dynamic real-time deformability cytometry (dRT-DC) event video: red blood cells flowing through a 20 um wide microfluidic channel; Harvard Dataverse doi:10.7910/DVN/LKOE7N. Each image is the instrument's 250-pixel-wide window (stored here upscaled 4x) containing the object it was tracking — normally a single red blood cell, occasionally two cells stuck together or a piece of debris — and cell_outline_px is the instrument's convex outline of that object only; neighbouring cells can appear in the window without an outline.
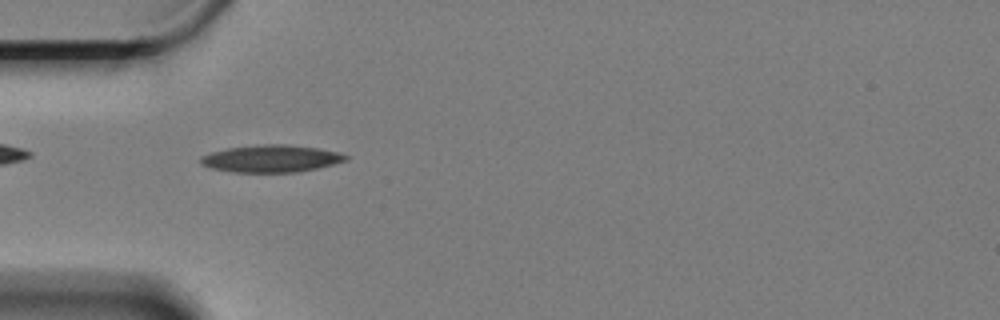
{"species": "Egyptian fruit bat (a non-hibernating species)", "species_latin": "Rousettus aegyptiacus", "temperature_condition": "cold", "stored_images_in_passage": 40, "camera_frame_rate_fps": 3000, "um_per_image_px": 0.085, "animal": {"sex": "female"}, "frame": {"image": 1, "passage_image": 1, "time_ms": 0.0, "image_size_px": [1000, 320], "cell_outline_px": [[348, 160], [316, 168], [296, 172], [236, 172], [212, 168], [200, 164], [200, 156], [212, 152], [228, 148], [264, 144], [284, 144], [316, 148], [336, 152], [348, 156]], "centroid_in_image_um": [23.02, 13.48], "position_along_channel_um": 62.0, "area_um2": 22.66}}
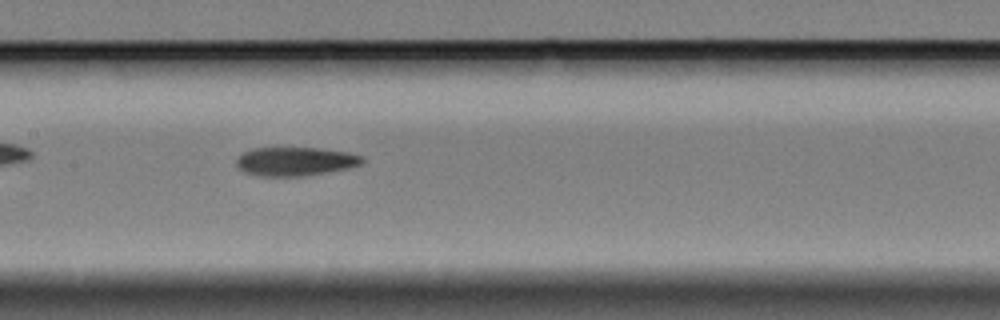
{"frame": {"image": 2, "passage_image": 12, "time_ms": 3.667, "image_size_px": [1000, 320], "cell_outline_px": [[364, 160], [360, 164], [348, 168], [304, 176], [260, 176], [244, 172], [236, 164], [236, 160], [244, 152], [252, 148], [316, 148], [348, 152], [360, 156]], "centroid_in_image_um": [25.07, 13.72], "position_along_channel_um": 182.3, "area_um2": 20.81}}
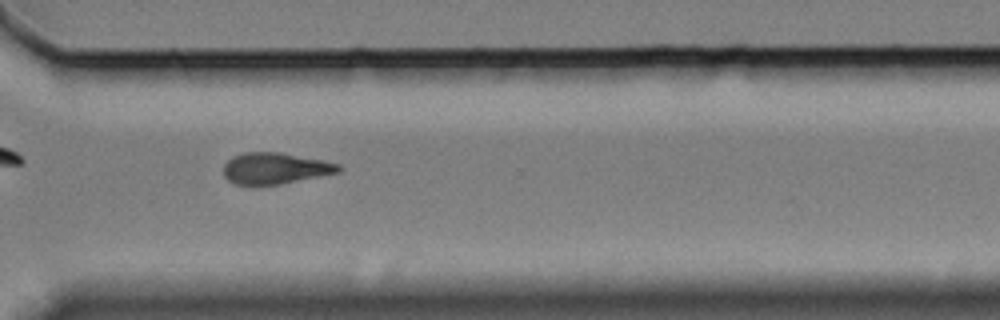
{"frame": {"image": 3, "passage_image": 27, "time_ms": 8.667, "image_size_px": [1000, 320], "cell_outline_px": [[344, 168], [340, 172], [280, 184], [256, 188], [236, 184], [228, 180], [224, 176], [224, 164], [232, 156], [244, 152], [280, 152], [340, 164]], "centroid_in_image_um": [23.35, 14.34], "position_along_channel_um": 347.3, "area_um2": 21.44}, "authors_computed_cell_mechanics": {"area_um2": 21.0392, "velocity_mm_per_s": 3.3, "shape_relaxation_time_tau1_ms": 5.1756, "shape_relaxation_time_tau2_ms": 5.2042, "deformation_change_tau1": 0.1485, "deformation_change_tau2": 0.1295}}